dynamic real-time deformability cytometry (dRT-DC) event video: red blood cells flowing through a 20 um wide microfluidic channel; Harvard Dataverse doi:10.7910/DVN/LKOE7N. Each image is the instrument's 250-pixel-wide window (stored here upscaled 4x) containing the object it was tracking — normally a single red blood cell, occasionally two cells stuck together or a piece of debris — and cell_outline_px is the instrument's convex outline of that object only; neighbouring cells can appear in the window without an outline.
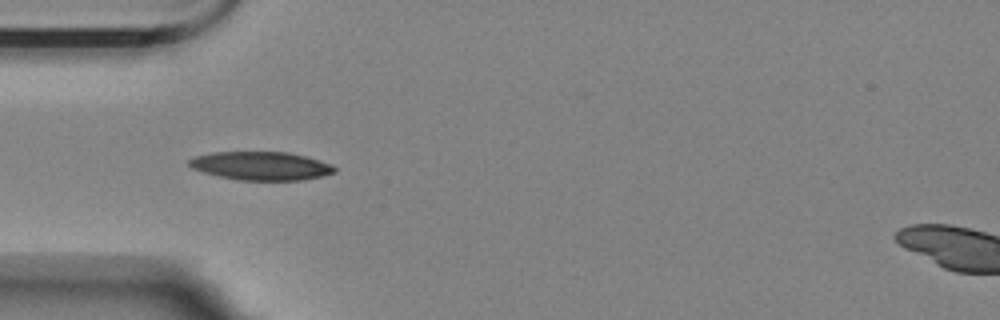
{"species": "Egyptian fruit bat (a non-hibernating species)", "species_latin": "Rousettus aegyptiacus", "temperature_condition": "room temperature", "stored_images_in_passage": 41, "camera_frame_rate_fps": 3000, "um_per_image_px": 0.085, "animal": {"sex": "female"}, "frame": {"image": 1, "passage_image": 1, "time_ms": 0.0, "image_size_px": [1000, 320], "cell_outline_px": [[336, 172], [324, 176], [304, 180], [236, 180], [204, 172], [192, 168], [188, 164], [188, 160], [192, 156], [212, 152], [288, 152], [304, 156], [332, 164], [336, 168]], "centroid_in_image_um": [22.19, 14.1], "position_along_channel_um": 62.8, "area_um2": 24.22}}
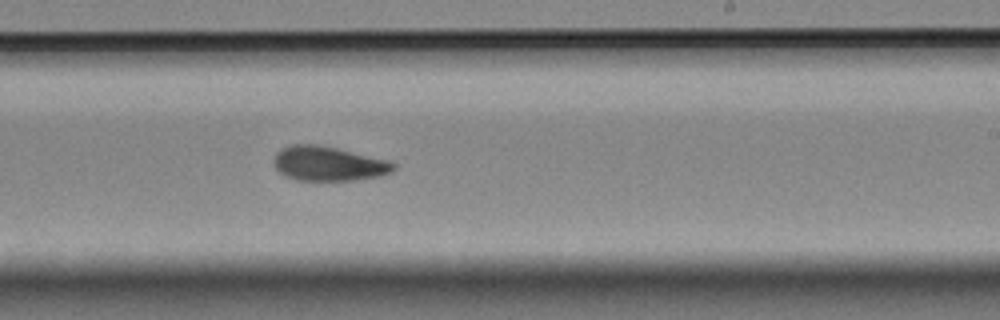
{"frame": {"image": 2, "passage_image": 18, "time_ms": 5.667, "image_size_px": [1000, 320], "cell_outline_px": [[396, 168], [392, 172], [376, 176], [352, 180], [296, 180], [284, 176], [276, 168], [272, 160], [276, 152], [280, 148], [292, 144], [320, 144], [388, 160], [396, 164]], "centroid_in_image_um": [27.87, 13.89], "position_along_channel_um": 261.1, "area_um2": 24.16}}
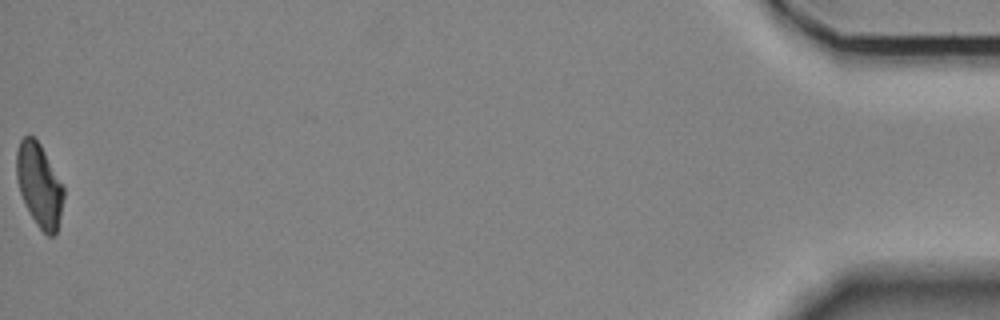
{"frame": {"image": 3, "passage_image": 41, "time_ms": 13.333, "image_size_px": [1000, 320], "cell_outline_px": [[64, 196], [60, 216], [56, 232], [52, 236], [48, 236], [36, 224], [20, 192], [16, 176], [16, 152], [20, 140], [24, 136], [32, 136], [40, 144], [64, 188]], "centroid_in_image_um": [3.33, 15.72], "position_along_channel_um": 431.9, "area_um2": 22.37}, "authors_computed_cell_mechanics": {"area_um2": 24.0448, "velocity_mm_per_s": 3.5051, "shape_relaxation_time_tau1_ms": 4.0937, "shape_relaxation_time_tau2_ms": 4.3116, "deformation_change_tau1": 0.1401, "deformation_change_tau2": 0.0983}}